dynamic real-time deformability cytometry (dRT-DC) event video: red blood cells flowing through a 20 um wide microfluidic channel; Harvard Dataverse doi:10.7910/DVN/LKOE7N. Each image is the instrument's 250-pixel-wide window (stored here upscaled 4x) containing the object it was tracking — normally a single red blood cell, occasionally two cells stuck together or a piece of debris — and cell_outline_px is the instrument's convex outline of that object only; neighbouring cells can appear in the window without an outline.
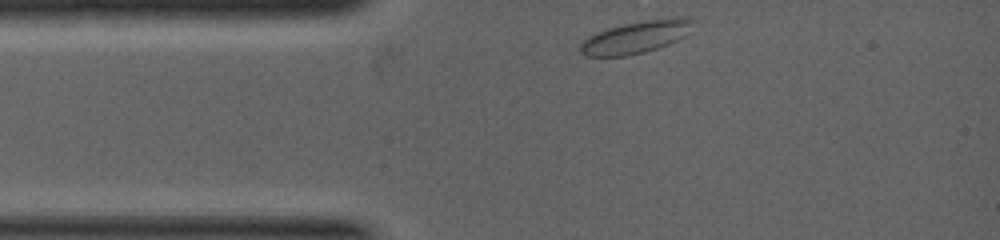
{"species": "common noctule bat (a hibernating species)", "species_latin": "Nyctalus noctula", "temperature_condition": "warm", "stored_images_in_passage": 18, "camera_frame_rate_fps": 5000, "um_per_image_px": 0.085, "animal": {"sex": "female", "body_mass_g": 19.0, "forearm_length_mm": 53.3}, "frame": {"image": 1, "passage_image": 1, "time_ms": 0.0, "image_size_px": [1000, 240], "cell_outline_px": [[692, 32], [668, 44], [644, 52], [624, 56], [584, 56], [580, 52], [580, 40], [588, 36], [608, 28], [624, 24], [644, 20], [684, 16], [692, 20]], "centroid_in_image_um": [54.04, 3.15], "position_along_channel_um": 31.0, "area_um2": 21.21}}
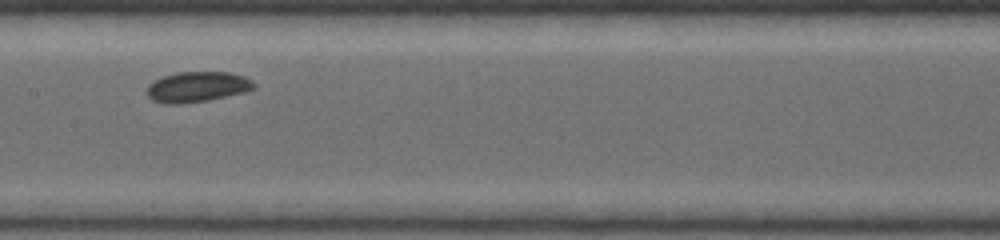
{"frame": {"image": 2, "passage_image": 7, "time_ms": 2.4, "image_size_px": [1000, 240], "cell_outline_px": [[256, 88], [244, 92], [208, 100], [180, 104], [164, 104], [152, 100], [144, 92], [148, 84], [164, 76], [176, 72], [232, 72], [244, 76], [252, 80], [256, 84]], "centroid_in_image_um": [16.75, 7.38], "position_along_channel_um": 190.6, "area_um2": 19.19}}
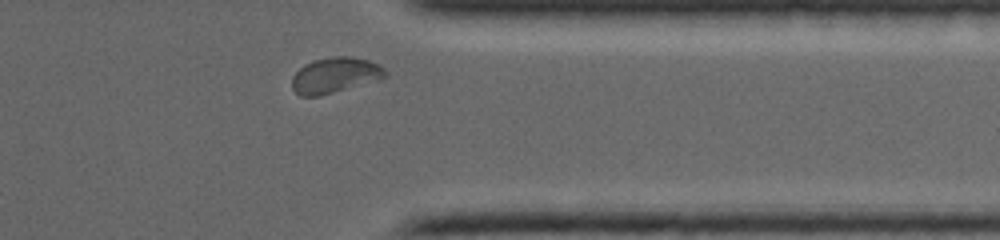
{"frame": {"image": 3, "passage_image": 16, "time_ms": 5.0, "image_size_px": [1000, 240], "cell_outline_px": [[388, 76], [380, 80], [316, 96], [300, 96], [292, 88], [292, 76], [304, 64], [312, 60], [332, 56], [352, 56], [368, 60], [380, 64], [388, 72]], "centroid_in_image_um": [28.51, 6.37], "position_along_channel_um": 382.9, "area_um2": 19.48}}